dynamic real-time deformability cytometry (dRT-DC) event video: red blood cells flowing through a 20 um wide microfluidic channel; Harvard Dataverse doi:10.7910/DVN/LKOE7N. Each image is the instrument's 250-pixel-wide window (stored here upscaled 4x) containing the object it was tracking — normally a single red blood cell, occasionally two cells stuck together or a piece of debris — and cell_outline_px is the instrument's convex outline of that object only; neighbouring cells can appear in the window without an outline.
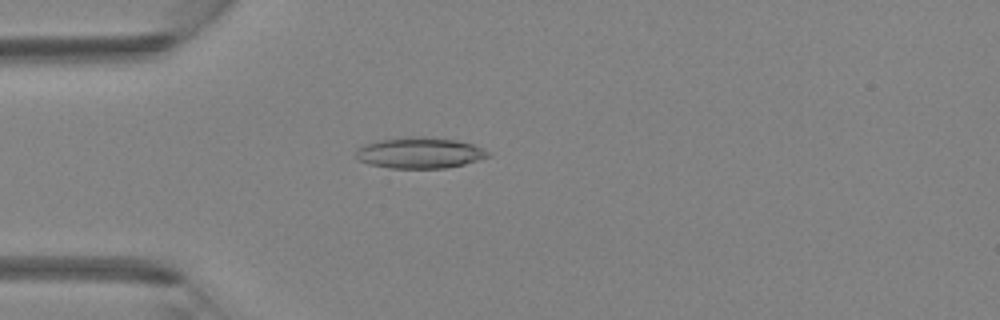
{"species": "Egyptian fruit bat (a non-hibernating species)", "species_latin": "Rousettus aegyptiacus", "temperature_condition": "room temperature", "stored_images_in_passage": 3, "camera_frame_rate_fps": 3000, "um_per_image_px": 0.085, "animal": {"sex": "female"}, "frame": {"image": 1, "passage_image": 3, "time_ms": 0.667, "image_size_px": [1000, 320], "cell_outline_px": [[488, 156], [464, 164], [444, 168], [388, 168], [368, 164], [360, 160], [356, 156], [356, 148], [364, 144], [380, 140], [412, 136], [424, 136], [456, 140], [472, 144], [488, 152]], "centroid_in_image_um": [35.61, 12.99], "position_along_channel_um": 49.4, "area_um2": 23.64}}